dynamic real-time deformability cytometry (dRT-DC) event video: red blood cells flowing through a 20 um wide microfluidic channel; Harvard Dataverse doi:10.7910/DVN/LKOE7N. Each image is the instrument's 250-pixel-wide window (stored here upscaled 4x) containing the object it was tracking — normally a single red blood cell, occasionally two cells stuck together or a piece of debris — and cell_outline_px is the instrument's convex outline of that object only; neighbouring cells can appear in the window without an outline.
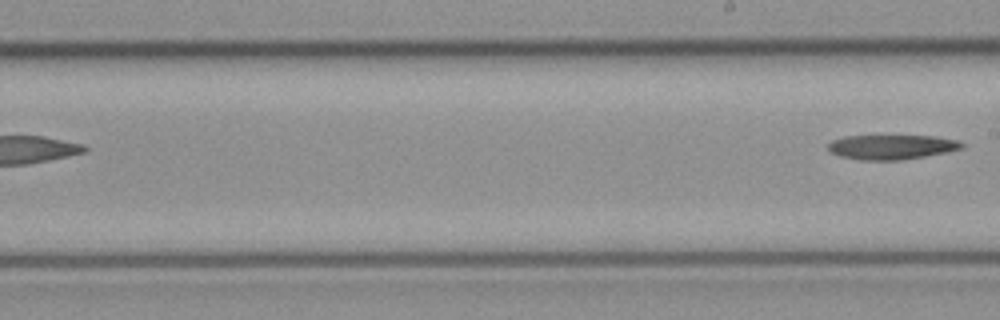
{"species": "common noctule bat (a hibernating species)", "species_latin": "Nyctalus noctula", "temperature_condition": "cold", "stored_images_in_passage": 11, "segment_of_instrument_passage": [2, 2], "camera_frame_rate_fps": 3000, "um_per_image_px": 0.085, "animal": {"sex": "female", "body_mass_g": 21.9}, "frame": {"image": 1, "passage_image": 11, "time_ms": 3.333, "image_size_px": [1000, 320], "cell_outline_px": [[964, 148], [948, 152], [900, 160], [860, 160], [840, 156], [832, 152], [828, 148], [828, 144], [832, 140], [844, 136], [936, 136], [960, 140], [964, 144]], "centroid_in_image_um": [75.83, 12.49], "position_along_channel_um": 213.2, "area_um2": 19.25}}